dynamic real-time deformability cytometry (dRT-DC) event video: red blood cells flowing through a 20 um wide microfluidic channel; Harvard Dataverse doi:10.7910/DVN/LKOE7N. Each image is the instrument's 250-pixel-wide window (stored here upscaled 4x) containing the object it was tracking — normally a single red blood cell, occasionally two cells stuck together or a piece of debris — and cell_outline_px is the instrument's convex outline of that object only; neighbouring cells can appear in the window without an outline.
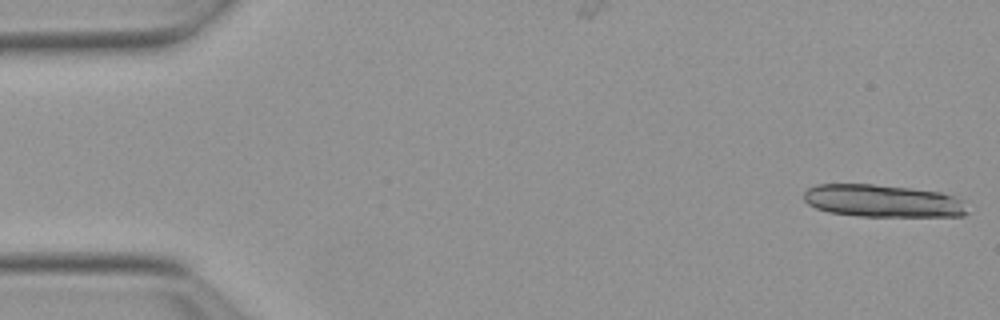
{"species": "Egyptian fruit bat (a non-hibernating species)", "species_latin": "Rousettus aegyptiacus", "temperature_condition": "warm", "stored_images_in_passage": 14, "camera_frame_rate_fps": 3000, "um_per_image_px": 0.085, "animal": {"sex": "female"}, "frame": {"image": 1, "passage_image": 1, "time_ms": 0.0, "image_size_px": [1000, 320], "cell_outline_px": [[968, 212], [964, 216], [860, 216], [828, 212], [816, 208], [808, 204], [804, 200], [804, 192], [808, 188], [816, 184], [872, 184], [912, 188], [940, 192], [956, 196], [964, 200]], "centroid_in_image_um": [75.06, 17.07], "position_along_channel_um": 9.9, "area_um2": 31.21}}